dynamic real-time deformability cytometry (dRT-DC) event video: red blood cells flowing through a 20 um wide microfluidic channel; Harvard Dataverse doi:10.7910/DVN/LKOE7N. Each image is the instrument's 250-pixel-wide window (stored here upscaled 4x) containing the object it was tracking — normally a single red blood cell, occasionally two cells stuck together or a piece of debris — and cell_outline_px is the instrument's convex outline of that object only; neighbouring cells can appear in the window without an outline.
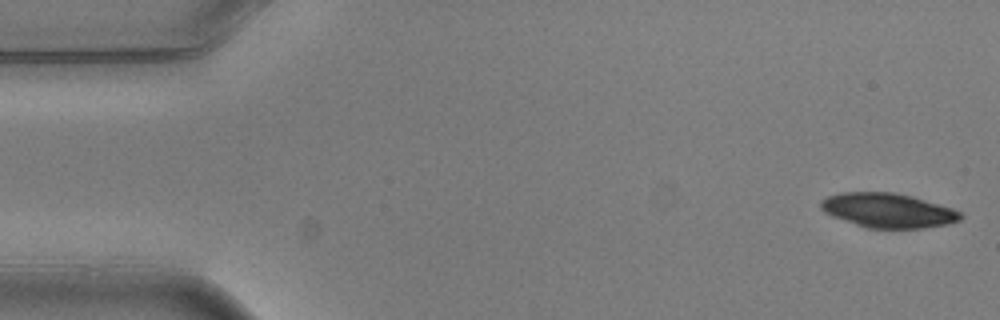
{"species": "common noctule bat (a hibernating species)", "species_latin": "Nyctalus noctula", "temperature_condition": "warm", "stored_images_in_passage": 3, "camera_frame_rate_fps": 3000, "um_per_image_px": 0.085, "animal": {"sex": "male", "body_mass_g": 20.5, "forearm_length_mm": 52.5}, "frame": {"image": 1, "passage_image": 1, "time_ms": 0.0, "image_size_px": [1000, 320], "cell_outline_px": [[964, 216], [960, 220], [948, 224], [924, 228], [868, 228], [832, 216], [824, 212], [820, 208], [820, 200], [828, 196], [844, 192], [896, 192], [912, 196], [952, 208], [960, 212]], "centroid_in_image_um": [75.48, 17.88], "position_along_channel_um": 9.5, "area_um2": 28.03}}